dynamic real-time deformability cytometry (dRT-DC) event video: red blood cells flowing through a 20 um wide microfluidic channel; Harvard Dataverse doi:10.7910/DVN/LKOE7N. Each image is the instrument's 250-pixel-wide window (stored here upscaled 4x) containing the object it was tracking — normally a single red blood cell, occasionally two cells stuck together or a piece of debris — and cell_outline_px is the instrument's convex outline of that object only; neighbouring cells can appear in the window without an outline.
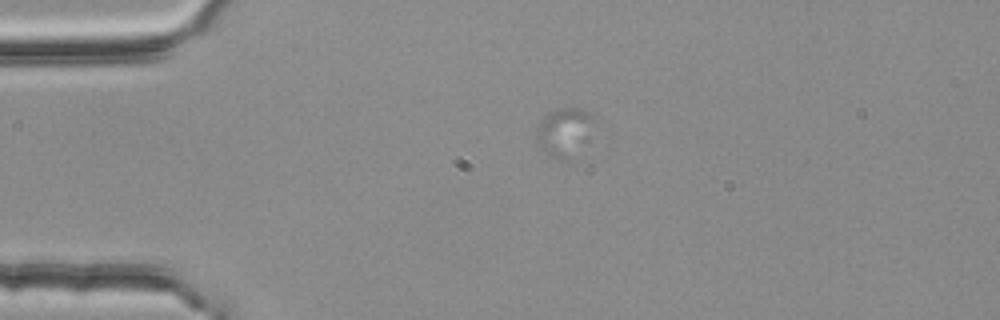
{"species": "common noctule bat (a hibernating species)", "species_latin": "Nyctalus noctula", "temperature_condition": "room temperature", "stored_images_in_passage": 4, "camera_frame_rate_fps": 3000, "um_per_image_px": 0.085, "animal": {"sex": "female", "body_mass_g": 25.1}, "frame": {"image": 1, "passage_image": 3, "time_ms": 0.667, "image_size_px": [1000, 320], "cell_outline_px": [[592, 116], [572, 160], [560, 160], [544, 152], [536, 136], [536, 132], [540, 120], [548, 112], [560, 108], [580, 108], [592, 112]], "centroid_in_image_um": [47.84, 11.19], "position_along_channel_um": 37.2, "area_um2": 15.14}}